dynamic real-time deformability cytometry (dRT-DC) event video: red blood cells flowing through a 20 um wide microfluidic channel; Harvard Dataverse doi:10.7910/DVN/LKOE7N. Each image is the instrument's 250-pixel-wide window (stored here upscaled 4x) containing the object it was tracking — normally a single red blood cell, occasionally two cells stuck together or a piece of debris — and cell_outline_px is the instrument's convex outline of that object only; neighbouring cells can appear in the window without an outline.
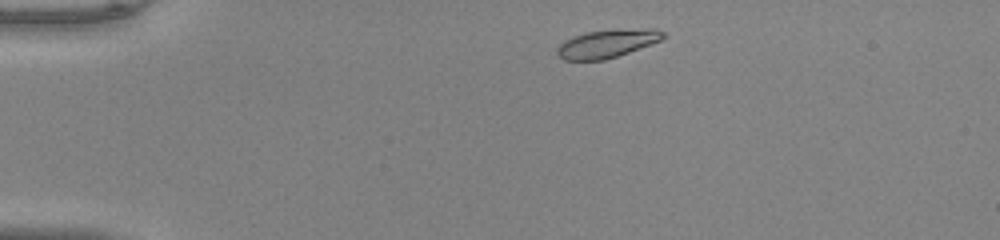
{"species": "common noctule bat (a hibernating species)", "species_latin": "Nyctalus noctula", "temperature_condition": "warm", "stored_images_in_passage": 42, "camera_frame_rate_fps": 3000, "um_per_image_px": 0.085, "animal": {"sex": "male", "body_mass_g": 20.0, "forearm_length_mm": 53.3}, "frame": {"image": 1, "passage_image": 2, "time_ms": 0.333, "image_size_px": [1000, 240], "cell_outline_px": [[668, 36], [660, 40], [628, 52], [604, 60], [564, 60], [556, 56], [556, 48], [564, 40], [588, 32], [648, 28], [656, 28], [664, 32]], "centroid_in_image_um": [51.59, 3.72], "position_along_channel_um": 33.4, "area_um2": 17.11}}
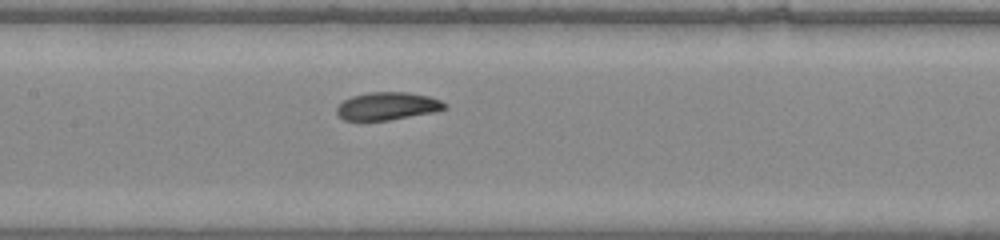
{"frame": {"image": 2, "passage_image": 17, "time_ms": 5.333, "image_size_px": [1000, 240], "cell_outline_px": [[448, 108], [436, 112], [388, 120], [344, 120], [336, 112], [336, 108], [344, 100], [352, 96], [368, 92], [408, 92], [428, 96], [440, 100], [448, 104]], "centroid_in_image_um": [32.97, 9.01], "position_along_channel_um": 174.4, "area_um2": 17.51}}
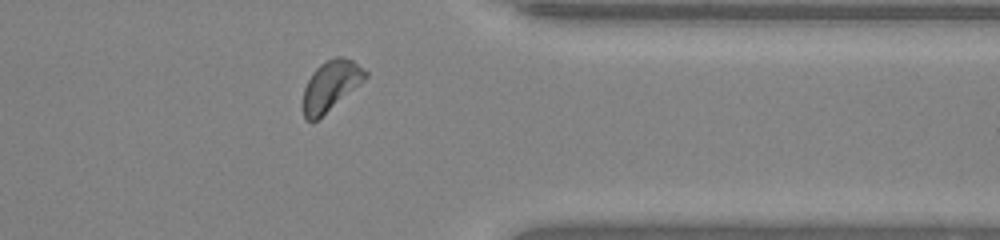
{"frame": {"image": 3, "passage_image": 33, "time_ms": 10.667, "image_size_px": [1000, 240], "cell_outline_px": [[368, 76], [360, 84], [312, 124], [304, 120], [304, 88], [312, 72], [320, 64], [336, 56], [340, 56], [352, 60], [368, 72]], "centroid_in_image_um": [28.1, 7.29], "position_along_channel_um": 383.3, "area_um2": 17.98}, "authors_computed_cell_mechanics": {"area_um2": 17.8602, "velocity_mm_per_s": 4.0523, "shape_relaxation_time_tau1_ms": 2.7247, "shape_relaxation_time_tau2_ms": null, "deformation_change_tau1": 0.137, "deformation_change_tau2": null}}